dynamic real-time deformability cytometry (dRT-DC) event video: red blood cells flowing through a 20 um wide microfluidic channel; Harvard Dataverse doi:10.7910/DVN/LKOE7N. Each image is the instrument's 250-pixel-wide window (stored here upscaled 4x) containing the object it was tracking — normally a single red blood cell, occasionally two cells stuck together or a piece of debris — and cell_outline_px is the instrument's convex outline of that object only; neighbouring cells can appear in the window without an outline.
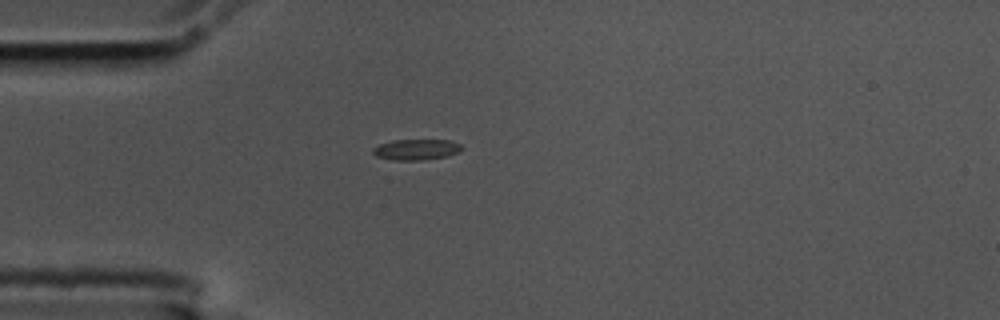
{"species": "common noctule bat (a hibernating species)", "species_latin": "Nyctalus noctula", "temperature_condition": "cold", "stored_images_in_passage": 42, "camera_frame_rate_fps": 3000, "um_per_image_px": 0.085, "animal": {"sex": "male", "body_mass_g": 17.5, "forearm_length_mm": 52.3}, "frame": {"image": 1, "passage_image": 1, "time_ms": 0.0, "image_size_px": [1000, 320], "cell_outline_px": [[464, 148], [448, 156], [424, 160], [392, 160], [376, 156], [372, 152], [372, 148], [380, 144], [392, 140], [448, 140], [460, 144]], "centroid_in_image_um": [35.36, 12.71], "position_along_channel_um": 49.6, "area_um2": 10.75}}
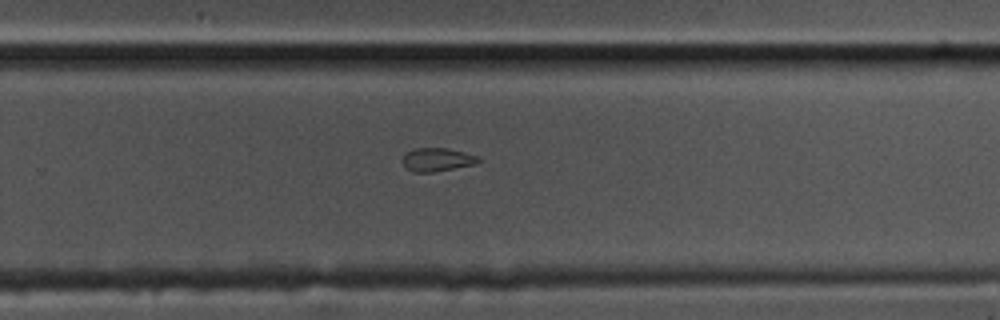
{"frame": {"image": 2, "passage_image": 22, "time_ms": 7.0, "image_size_px": [1000, 320], "cell_outline_px": [[480, 160], [476, 164], [432, 172], [412, 172], [404, 168], [400, 160], [408, 152], [416, 148], [448, 148], [480, 156]], "centroid_in_image_um": [37.14, 13.57], "position_along_channel_um": 292.7, "area_um2": 10.46}}
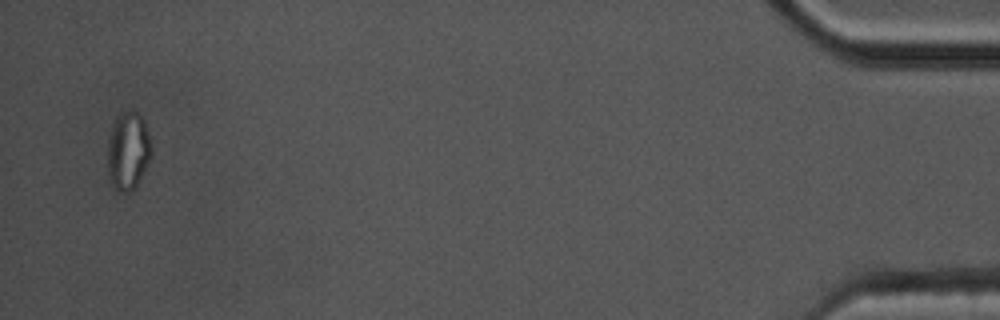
{"frame": {"image": 3, "passage_image": 40, "time_ms": 13.0, "image_size_px": [1000, 320], "cell_outline_px": [[152, 152], [136, 188], [128, 192], [120, 192], [112, 184], [108, 176], [108, 140], [112, 124], [116, 116], [120, 112], [128, 108], [132, 108], [140, 112], [144, 120], [152, 148]], "centroid_in_image_um": [10.88, 12.75], "position_along_channel_um": 424.3, "area_um2": 20.29}, "authors_computed_cell_mechanics": {"area_um2": 10.9242, "velocity_mm_per_s": 3.6277, "shape_relaxation_time_tau1_ms": null, "shape_relaxation_time_tau2_ms": 4.4715, "deformation_change_tau1": null, "deformation_change_tau2": 0.0946}}